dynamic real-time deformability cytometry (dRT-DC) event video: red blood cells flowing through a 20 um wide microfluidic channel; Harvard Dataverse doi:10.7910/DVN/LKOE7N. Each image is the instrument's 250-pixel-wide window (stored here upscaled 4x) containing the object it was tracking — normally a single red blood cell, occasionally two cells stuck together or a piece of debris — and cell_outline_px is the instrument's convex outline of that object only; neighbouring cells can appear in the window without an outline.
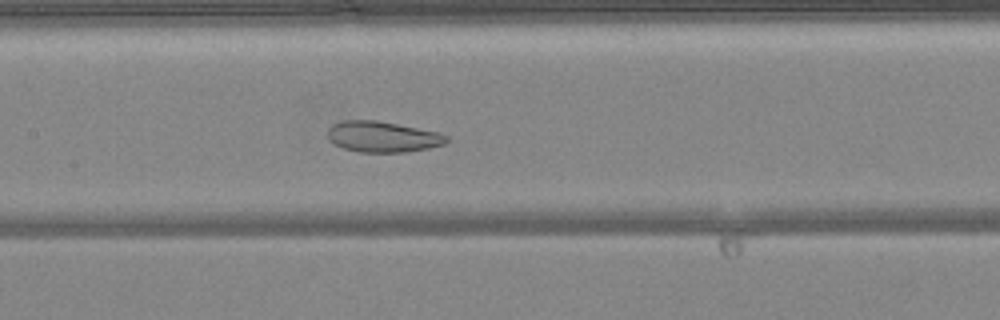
{"species": "common noctule bat (a hibernating species)", "species_latin": "Nyctalus noctula", "temperature_condition": "warm", "stored_images_in_passage": 49, "camera_frame_rate_fps": 3000, "um_per_image_px": 0.085, "animal": {"sex": "female", "body_mass_g": 24.6, "forearm_length_mm": 56.2}, "frame": {"image": 1, "passage_image": 24, "time_ms": 7.667, "image_size_px": [1000, 320], "cell_outline_px": [[448, 140], [444, 144], [428, 148], [404, 152], [360, 152], [344, 148], [328, 140], [328, 128], [332, 124], [340, 120], [376, 120], [440, 132], [448, 136]], "centroid_in_image_um": [32.51, 11.61], "position_along_channel_um": 174.9, "area_um2": 21.39}}
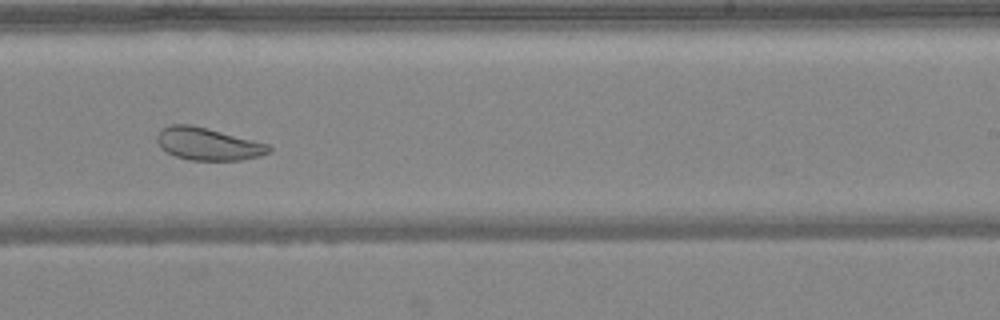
{"frame": {"image": 2, "passage_image": 31, "time_ms": 10.0, "image_size_px": [1000, 320], "cell_outline_px": [[272, 152], [260, 156], [240, 160], [188, 160], [176, 156], [160, 148], [156, 140], [156, 136], [164, 128], [172, 124], [192, 124], [268, 144], [272, 148]], "centroid_in_image_um": [17.68, 12.24], "position_along_channel_um": 271.3, "area_um2": 21.1}}
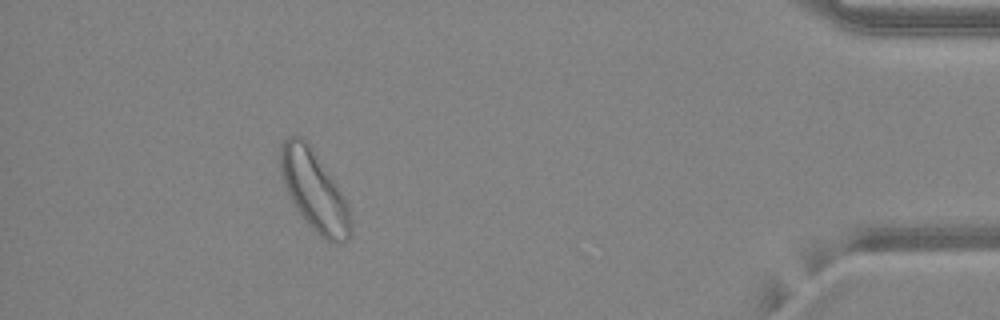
{"frame": {"image": 3, "passage_image": 45, "time_ms": 14.667, "image_size_px": [1000, 320], "cell_outline_px": [[352, 236], [344, 244], [332, 244], [324, 240], [308, 224], [296, 208], [280, 176], [280, 144], [288, 136], [300, 136], [308, 140], [344, 196], [348, 204], [352, 220]], "centroid_in_image_um": [26.74, 16.23], "position_along_channel_um": 408.5, "area_um2": 33.29}, "authors_computed_cell_mechanics": {"area_um2": 29.8826, "velocity_mm_per_s": 4.1731, "shape_relaxation_time_tau1_ms": 10.6451, "shape_relaxation_time_tau2_ms": 1.5976, "deformation_change_tau1": 0.1445, "deformation_change_tau2": 0.0809}}